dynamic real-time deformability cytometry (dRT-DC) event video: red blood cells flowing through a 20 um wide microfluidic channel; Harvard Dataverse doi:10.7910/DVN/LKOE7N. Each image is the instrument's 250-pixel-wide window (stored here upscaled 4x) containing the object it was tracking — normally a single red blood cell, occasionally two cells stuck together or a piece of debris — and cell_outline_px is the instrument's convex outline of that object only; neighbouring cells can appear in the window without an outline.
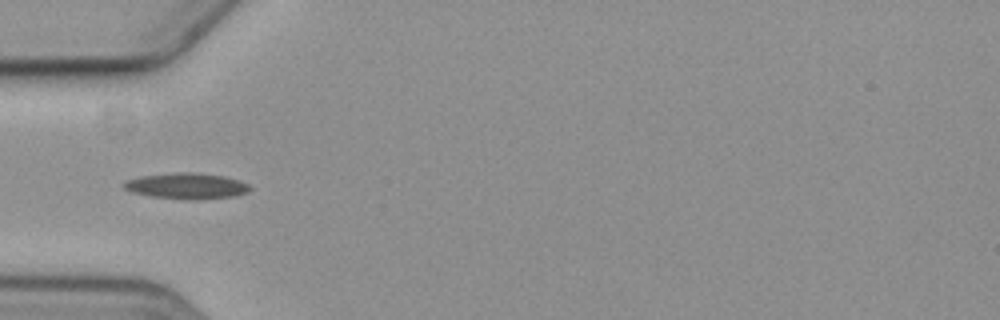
{"species": "common noctule bat (a hibernating species)", "species_latin": "Nyctalus noctula", "temperature_condition": "cold", "stored_images_in_passage": 9, "camera_frame_rate_fps": 3000, "um_per_image_px": 0.085, "animal": {"sex": "female", "body_mass_g": 19.3, "forearm_length_mm": 54.1}, "frame": {"image": 1, "passage_image": 4, "time_ms": 4.667, "image_size_px": [1000, 320], "cell_outline_px": [[252, 188], [248, 192], [236, 196], [200, 200], [184, 200], [152, 196], [132, 192], [124, 188], [120, 184], [128, 180], [140, 176], [176, 172], [188, 172], [224, 176], [240, 180], [248, 184]], "centroid_in_image_um": [15.89, 15.82], "position_along_channel_um": 69.1, "area_um2": 19.25}}
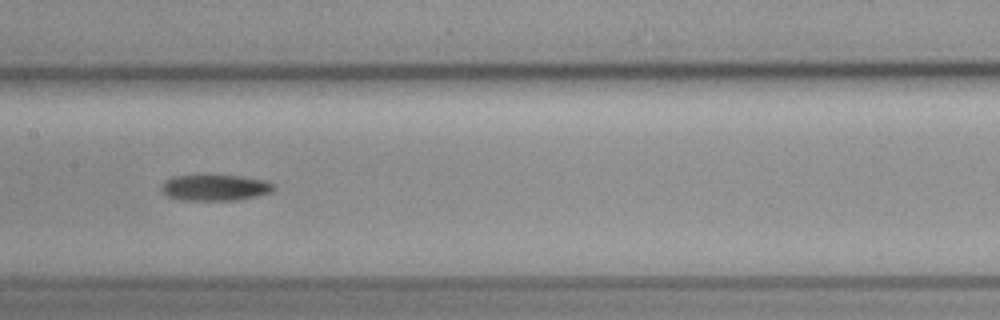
{"frame": {"image": 2, "passage_image": 7, "time_ms": 8.0, "image_size_px": [1000, 320], "cell_outline_px": [[276, 188], [272, 192], [256, 196], [236, 200], [180, 200], [168, 196], [160, 192], [160, 188], [172, 176], [204, 172], [240, 176], [264, 180], [276, 184]], "centroid_in_image_um": [18.26, 15.9], "position_along_channel_um": 189.1, "area_um2": 17.92}}